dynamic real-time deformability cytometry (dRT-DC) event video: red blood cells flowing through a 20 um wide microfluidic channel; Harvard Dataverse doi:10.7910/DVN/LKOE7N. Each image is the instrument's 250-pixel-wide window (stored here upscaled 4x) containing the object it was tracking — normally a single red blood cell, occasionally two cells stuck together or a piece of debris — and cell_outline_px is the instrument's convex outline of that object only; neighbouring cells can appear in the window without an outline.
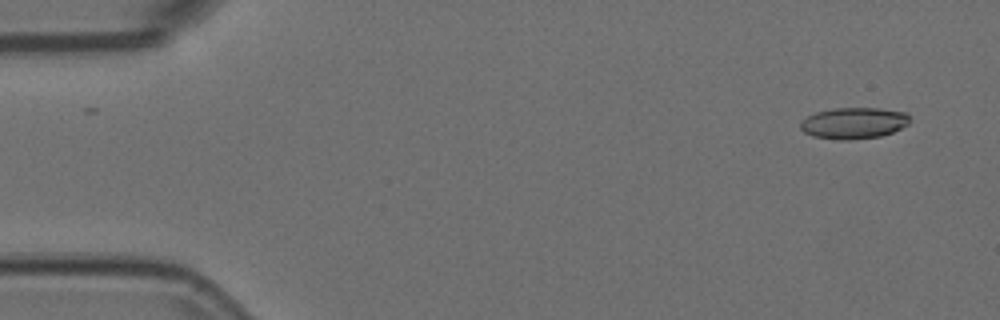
{"species": "Egyptian fruit bat (a non-hibernating species)", "species_latin": "Rousettus aegyptiacus", "temperature_condition": "room temperature", "stored_images_in_passage": 4, "camera_frame_rate_fps": 3000, "um_per_image_px": 0.085, "animal": {"sex": "female"}, "frame": {"image": 1, "passage_image": 1, "time_ms": 0.0, "image_size_px": [1000, 320], "cell_outline_px": [[908, 124], [892, 132], [880, 136], [848, 140], [840, 140], [812, 136], [804, 132], [800, 128], [800, 120], [816, 112], [832, 108], [880, 108], [904, 112], [908, 116]], "centroid_in_image_um": [72.52, 10.46], "position_along_channel_um": 12.5, "area_um2": 19.88}}
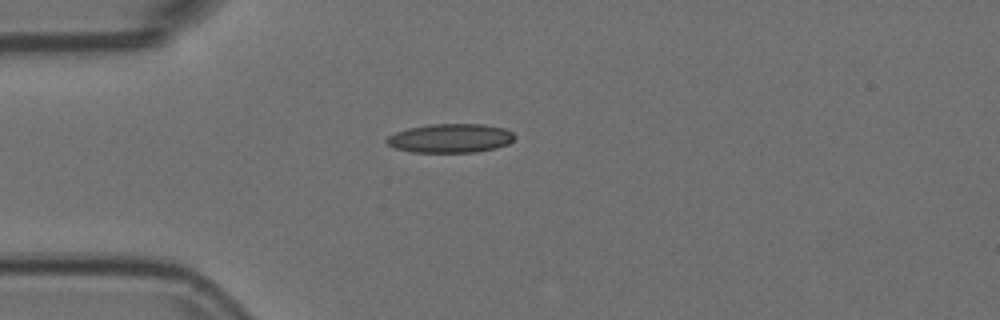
{"frame": {"image": 2, "passage_image": 4, "time_ms": 1.0, "image_size_px": [1000, 320], "cell_outline_px": [[516, 136], [508, 144], [496, 148], [476, 152], [412, 152], [392, 148], [384, 140], [388, 136], [396, 132], [408, 128], [432, 124], [484, 124], [504, 128], [512, 132]], "centroid_in_image_um": [38.27, 11.75], "position_along_channel_um": 46.7, "area_um2": 21.68}}